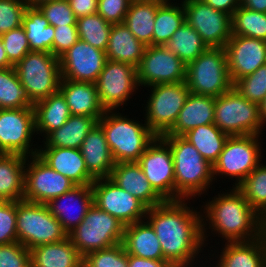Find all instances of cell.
I'll list each match as a JSON object with an SVG mask.
<instances>
[{
  "label": "cell",
  "instance_id": "obj_49",
  "mask_svg": "<svg viewBox=\"0 0 266 267\" xmlns=\"http://www.w3.org/2000/svg\"><path fill=\"white\" fill-rule=\"evenodd\" d=\"M0 267H31L30 250L18 241L0 245Z\"/></svg>",
  "mask_w": 266,
  "mask_h": 267
},
{
  "label": "cell",
  "instance_id": "obj_60",
  "mask_svg": "<svg viewBox=\"0 0 266 267\" xmlns=\"http://www.w3.org/2000/svg\"><path fill=\"white\" fill-rule=\"evenodd\" d=\"M204 260H206V261H205V262H206L205 264H204V263H203L202 265H201V264H200V265L198 264V266L195 265L194 267H207L206 264H207V262H208V259L205 258ZM208 267H215V266H214L213 263L211 262L210 265H209V263H208Z\"/></svg>",
  "mask_w": 266,
  "mask_h": 267
},
{
  "label": "cell",
  "instance_id": "obj_34",
  "mask_svg": "<svg viewBox=\"0 0 266 267\" xmlns=\"http://www.w3.org/2000/svg\"><path fill=\"white\" fill-rule=\"evenodd\" d=\"M22 27L31 51H44L53 54L54 26L37 7L25 9L22 17Z\"/></svg>",
  "mask_w": 266,
  "mask_h": 267
},
{
  "label": "cell",
  "instance_id": "obj_15",
  "mask_svg": "<svg viewBox=\"0 0 266 267\" xmlns=\"http://www.w3.org/2000/svg\"><path fill=\"white\" fill-rule=\"evenodd\" d=\"M93 203L124 226L144 220L148 207L138 198L108 178L95 179L91 184Z\"/></svg>",
  "mask_w": 266,
  "mask_h": 267
},
{
  "label": "cell",
  "instance_id": "obj_30",
  "mask_svg": "<svg viewBox=\"0 0 266 267\" xmlns=\"http://www.w3.org/2000/svg\"><path fill=\"white\" fill-rule=\"evenodd\" d=\"M30 262L31 267H83V257L69 236L62 241L31 249Z\"/></svg>",
  "mask_w": 266,
  "mask_h": 267
},
{
  "label": "cell",
  "instance_id": "obj_19",
  "mask_svg": "<svg viewBox=\"0 0 266 267\" xmlns=\"http://www.w3.org/2000/svg\"><path fill=\"white\" fill-rule=\"evenodd\" d=\"M59 60L61 79L96 83L107 56L105 51L79 39Z\"/></svg>",
  "mask_w": 266,
  "mask_h": 267
},
{
  "label": "cell",
  "instance_id": "obj_55",
  "mask_svg": "<svg viewBox=\"0 0 266 267\" xmlns=\"http://www.w3.org/2000/svg\"><path fill=\"white\" fill-rule=\"evenodd\" d=\"M241 6L253 11L266 13V0H241Z\"/></svg>",
  "mask_w": 266,
  "mask_h": 267
},
{
  "label": "cell",
  "instance_id": "obj_24",
  "mask_svg": "<svg viewBox=\"0 0 266 267\" xmlns=\"http://www.w3.org/2000/svg\"><path fill=\"white\" fill-rule=\"evenodd\" d=\"M37 155L53 170L66 176L76 185H91L95 181L88 173L80 149L39 148Z\"/></svg>",
  "mask_w": 266,
  "mask_h": 267
},
{
  "label": "cell",
  "instance_id": "obj_36",
  "mask_svg": "<svg viewBox=\"0 0 266 267\" xmlns=\"http://www.w3.org/2000/svg\"><path fill=\"white\" fill-rule=\"evenodd\" d=\"M183 137L196 148L206 161L214 165L229 135L219 130L215 124H208L189 130Z\"/></svg>",
  "mask_w": 266,
  "mask_h": 267
},
{
  "label": "cell",
  "instance_id": "obj_22",
  "mask_svg": "<svg viewBox=\"0 0 266 267\" xmlns=\"http://www.w3.org/2000/svg\"><path fill=\"white\" fill-rule=\"evenodd\" d=\"M46 205L69 234L83 221L93 205L91 185H76L70 191L51 199Z\"/></svg>",
  "mask_w": 266,
  "mask_h": 267
},
{
  "label": "cell",
  "instance_id": "obj_16",
  "mask_svg": "<svg viewBox=\"0 0 266 267\" xmlns=\"http://www.w3.org/2000/svg\"><path fill=\"white\" fill-rule=\"evenodd\" d=\"M185 21L211 48H224L232 35L231 16L215 10L203 0H182Z\"/></svg>",
  "mask_w": 266,
  "mask_h": 267
},
{
  "label": "cell",
  "instance_id": "obj_50",
  "mask_svg": "<svg viewBox=\"0 0 266 267\" xmlns=\"http://www.w3.org/2000/svg\"><path fill=\"white\" fill-rule=\"evenodd\" d=\"M132 0H98L97 13L111 24L124 23Z\"/></svg>",
  "mask_w": 266,
  "mask_h": 267
},
{
  "label": "cell",
  "instance_id": "obj_46",
  "mask_svg": "<svg viewBox=\"0 0 266 267\" xmlns=\"http://www.w3.org/2000/svg\"><path fill=\"white\" fill-rule=\"evenodd\" d=\"M0 38L3 42L8 60L15 66L28 52H30L29 43L24 28L10 30Z\"/></svg>",
  "mask_w": 266,
  "mask_h": 267
},
{
  "label": "cell",
  "instance_id": "obj_40",
  "mask_svg": "<svg viewBox=\"0 0 266 267\" xmlns=\"http://www.w3.org/2000/svg\"><path fill=\"white\" fill-rule=\"evenodd\" d=\"M266 161L260 163L238 186L251 207L266 220Z\"/></svg>",
  "mask_w": 266,
  "mask_h": 267
},
{
  "label": "cell",
  "instance_id": "obj_31",
  "mask_svg": "<svg viewBox=\"0 0 266 267\" xmlns=\"http://www.w3.org/2000/svg\"><path fill=\"white\" fill-rule=\"evenodd\" d=\"M95 118L83 115H71L66 123L50 132L39 148H75L79 149L87 134L95 127ZM43 145V146H42Z\"/></svg>",
  "mask_w": 266,
  "mask_h": 267
},
{
  "label": "cell",
  "instance_id": "obj_6",
  "mask_svg": "<svg viewBox=\"0 0 266 267\" xmlns=\"http://www.w3.org/2000/svg\"><path fill=\"white\" fill-rule=\"evenodd\" d=\"M16 228L18 242L29 250L68 237L46 204L24 199L16 201Z\"/></svg>",
  "mask_w": 266,
  "mask_h": 267
},
{
  "label": "cell",
  "instance_id": "obj_45",
  "mask_svg": "<svg viewBox=\"0 0 266 267\" xmlns=\"http://www.w3.org/2000/svg\"><path fill=\"white\" fill-rule=\"evenodd\" d=\"M37 8L54 27L76 25L77 23V18L67 0H51L42 3Z\"/></svg>",
  "mask_w": 266,
  "mask_h": 267
},
{
  "label": "cell",
  "instance_id": "obj_13",
  "mask_svg": "<svg viewBox=\"0 0 266 267\" xmlns=\"http://www.w3.org/2000/svg\"><path fill=\"white\" fill-rule=\"evenodd\" d=\"M96 86L101 104L106 111L120 110L124 104L128 106L136 92L142 90L137 81V68L109 59L99 74Z\"/></svg>",
  "mask_w": 266,
  "mask_h": 267
},
{
  "label": "cell",
  "instance_id": "obj_17",
  "mask_svg": "<svg viewBox=\"0 0 266 267\" xmlns=\"http://www.w3.org/2000/svg\"><path fill=\"white\" fill-rule=\"evenodd\" d=\"M186 64L164 45L146 47L140 64L137 67L139 87H150L156 84L179 83L185 81Z\"/></svg>",
  "mask_w": 266,
  "mask_h": 267
},
{
  "label": "cell",
  "instance_id": "obj_37",
  "mask_svg": "<svg viewBox=\"0 0 266 267\" xmlns=\"http://www.w3.org/2000/svg\"><path fill=\"white\" fill-rule=\"evenodd\" d=\"M164 46L186 65L194 61L208 48L201 36L186 21L174 32Z\"/></svg>",
  "mask_w": 266,
  "mask_h": 267
},
{
  "label": "cell",
  "instance_id": "obj_54",
  "mask_svg": "<svg viewBox=\"0 0 266 267\" xmlns=\"http://www.w3.org/2000/svg\"><path fill=\"white\" fill-rule=\"evenodd\" d=\"M215 10L223 11L231 17L234 11L241 5V0H203Z\"/></svg>",
  "mask_w": 266,
  "mask_h": 267
},
{
  "label": "cell",
  "instance_id": "obj_29",
  "mask_svg": "<svg viewBox=\"0 0 266 267\" xmlns=\"http://www.w3.org/2000/svg\"><path fill=\"white\" fill-rule=\"evenodd\" d=\"M146 47L134 36L125 23H118L112 24L105 52L107 59L128 63L137 68Z\"/></svg>",
  "mask_w": 266,
  "mask_h": 267
},
{
  "label": "cell",
  "instance_id": "obj_57",
  "mask_svg": "<svg viewBox=\"0 0 266 267\" xmlns=\"http://www.w3.org/2000/svg\"><path fill=\"white\" fill-rule=\"evenodd\" d=\"M260 117L262 126L264 127L266 125V96L262 103L260 104Z\"/></svg>",
  "mask_w": 266,
  "mask_h": 267
},
{
  "label": "cell",
  "instance_id": "obj_2",
  "mask_svg": "<svg viewBox=\"0 0 266 267\" xmlns=\"http://www.w3.org/2000/svg\"><path fill=\"white\" fill-rule=\"evenodd\" d=\"M231 188H224L222 193L218 191L220 193L199 207L205 248L209 247V236L221 237L222 243L247 242L258 239L266 232V220L251 207L237 188Z\"/></svg>",
  "mask_w": 266,
  "mask_h": 267
},
{
  "label": "cell",
  "instance_id": "obj_35",
  "mask_svg": "<svg viewBox=\"0 0 266 267\" xmlns=\"http://www.w3.org/2000/svg\"><path fill=\"white\" fill-rule=\"evenodd\" d=\"M161 4L144 0H132L124 23L134 36L146 46L152 45L154 20Z\"/></svg>",
  "mask_w": 266,
  "mask_h": 267
},
{
  "label": "cell",
  "instance_id": "obj_25",
  "mask_svg": "<svg viewBox=\"0 0 266 267\" xmlns=\"http://www.w3.org/2000/svg\"><path fill=\"white\" fill-rule=\"evenodd\" d=\"M109 178L148 208L164 202L150 185L138 162L115 163Z\"/></svg>",
  "mask_w": 266,
  "mask_h": 267
},
{
  "label": "cell",
  "instance_id": "obj_3",
  "mask_svg": "<svg viewBox=\"0 0 266 267\" xmlns=\"http://www.w3.org/2000/svg\"><path fill=\"white\" fill-rule=\"evenodd\" d=\"M170 147L174 161L175 201L206 195L215 182L213 165L183 136H160Z\"/></svg>",
  "mask_w": 266,
  "mask_h": 267
},
{
  "label": "cell",
  "instance_id": "obj_11",
  "mask_svg": "<svg viewBox=\"0 0 266 267\" xmlns=\"http://www.w3.org/2000/svg\"><path fill=\"white\" fill-rule=\"evenodd\" d=\"M147 88L150 94L146 104H143V118L157 136H162L175 124L190 91L185 81L156 84Z\"/></svg>",
  "mask_w": 266,
  "mask_h": 267
},
{
  "label": "cell",
  "instance_id": "obj_32",
  "mask_svg": "<svg viewBox=\"0 0 266 267\" xmlns=\"http://www.w3.org/2000/svg\"><path fill=\"white\" fill-rule=\"evenodd\" d=\"M36 135L43 139L52 131L62 127L71 116L63 95L58 91L34 104Z\"/></svg>",
  "mask_w": 266,
  "mask_h": 267
},
{
  "label": "cell",
  "instance_id": "obj_42",
  "mask_svg": "<svg viewBox=\"0 0 266 267\" xmlns=\"http://www.w3.org/2000/svg\"><path fill=\"white\" fill-rule=\"evenodd\" d=\"M79 39L95 48L106 51L112 24L98 13L77 19Z\"/></svg>",
  "mask_w": 266,
  "mask_h": 267
},
{
  "label": "cell",
  "instance_id": "obj_12",
  "mask_svg": "<svg viewBox=\"0 0 266 267\" xmlns=\"http://www.w3.org/2000/svg\"><path fill=\"white\" fill-rule=\"evenodd\" d=\"M33 137L34 108L0 109V154L37 155L39 144L34 143Z\"/></svg>",
  "mask_w": 266,
  "mask_h": 267
},
{
  "label": "cell",
  "instance_id": "obj_28",
  "mask_svg": "<svg viewBox=\"0 0 266 267\" xmlns=\"http://www.w3.org/2000/svg\"><path fill=\"white\" fill-rule=\"evenodd\" d=\"M122 244L128 255L164 260L159 239L146 219L124 227Z\"/></svg>",
  "mask_w": 266,
  "mask_h": 267
},
{
  "label": "cell",
  "instance_id": "obj_48",
  "mask_svg": "<svg viewBox=\"0 0 266 267\" xmlns=\"http://www.w3.org/2000/svg\"><path fill=\"white\" fill-rule=\"evenodd\" d=\"M17 241L16 201L0 200V245Z\"/></svg>",
  "mask_w": 266,
  "mask_h": 267
},
{
  "label": "cell",
  "instance_id": "obj_59",
  "mask_svg": "<svg viewBox=\"0 0 266 267\" xmlns=\"http://www.w3.org/2000/svg\"><path fill=\"white\" fill-rule=\"evenodd\" d=\"M144 1L156 2L158 4H172V3H176L175 0H144Z\"/></svg>",
  "mask_w": 266,
  "mask_h": 267
},
{
  "label": "cell",
  "instance_id": "obj_33",
  "mask_svg": "<svg viewBox=\"0 0 266 267\" xmlns=\"http://www.w3.org/2000/svg\"><path fill=\"white\" fill-rule=\"evenodd\" d=\"M25 156L0 154V200H23Z\"/></svg>",
  "mask_w": 266,
  "mask_h": 267
},
{
  "label": "cell",
  "instance_id": "obj_51",
  "mask_svg": "<svg viewBox=\"0 0 266 267\" xmlns=\"http://www.w3.org/2000/svg\"><path fill=\"white\" fill-rule=\"evenodd\" d=\"M78 40L79 36L76 25L54 27L53 55L60 58Z\"/></svg>",
  "mask_w": 266,
  "mask_h": 267
},
{
  "label": "cell",
  "instance_id": "obj_27",
  "mask_svg": "<svg viewBox=\"0 0 266 267\" xmlns=\"http://www.w3.org/2000/svg\"><path fill=\"white\" fill-rule=\"evenodd\" d=\"M79 149L85 160L88 173L94 179L110 177L115 162L105 133L98 123L87 134Z\"/></svg>",
  "mask_w": 266,
  "mask_h": 267
},
{
  "label": "cell",
  "instance_id": "obj_10",
  "mask_svg": "<svg viewBox=\"0 0 266 267\" xmlns=\"http://www.w3.org/2000/svg\"><path fill=\"white\" fill-rule=\"evenodd\" d=\"M14 67L34 104L59 91L60 60L52 53L30 51Z\"/></svg>",
  "mask_w": 266,
  "mask_h": 267
},
{
  "label": "cell",
  "instance_id": "obj_39",
  "mask_svg": "<svg viewBox=\"0 0 266 267\" xmlns=\"http://www.w3.org/2000/svg\"><path fill=\"white\" fill-rule=\"evenodd\" d=\"M34 108L15 67L0 69V109Z\"/></svg>",
  "mask_w": 266,
  "mask_h": 267
},
{
  "label": "cell",
  "instance_id": "obj_1",
  "mask_svg": "<svg viewBox=\"0 0 266 267\" xmlns=\"http://www.w3.org/2000/svg\"><path fill=\"white\" fill-rule=\"evenodd\" d=\"M197 209L190 199H181L164 201L147 210L145 219L155 230L164 260L174 267H194L207 258L203 257L207 249L202 237L201 210Z\"/></svg>",
  "mask_w": 266,
  "mask_h": 267
},
{
  "label": "cell",
  "instance_id": "obj_53",
  "mask_svg": "<svg viewBox=\"0 0 266 267\" xmlns=\"http://www.w3.org/2000/svg\"><path fill=\"white\" fill-rule=\"evenodd\" d=\"M128 267H174L165 260H152L128 255Z\"/></svg>",
  "mask_w": 266,
  "mask_h": 267
},
{
  "label": "cell",
  "instance_id": "obj_56",
  "mask_svg": "<svg viewBox=\"0 0 266 267\" xmlns=\"http://www.w3.org/2000/svg\"><path fill=\"white\" fill-rule=\"evenodd\" d=\"M13 66L14 65L8 60L3 42L0 38V69H6Z\"/></svg>",
  "mask_w": 266,
  "mask_h": 267
},
{
  "label": "cell",
  "instance_id": "obj_8",
  "mask_svg": "<svg viewBox=\"0 0 266 267\" xmlns=\"http://www.w3.org/2000/svg\"><path fill=\"white\" fill-rule=\"evenodd\" d=\"M259 135L229 136L217 162L213 165L214 180L217 177L235 178L237 186L261 163L263 142ZM217 176V177H216Z\"/></svg>",
  "mask_w": 266,
  "mask_h": 267
},
{
  "label": "cell",
  "instance_id": "obj_41",
  "mask_svg": "<svg viewBox=\"0 0 266 267\" xmlns=\"http://www.w3.org/2000/svg\"><path fill=\"white\" fill-rule=\"evenodd\" d=\"M232 35L266 41V13L239 6L231 17Z\"/></svg>",
  "mask_w": 266,
  "mask_h": 267
},
{
  "label": "cell",
  "instance_id": "obj_43",
  "mask_svg": "<svg viewBox=\"0 0 266 267\" xmlns=\"http://www.w3.org/2000/svg\"><path fill=\"white\" fill-rule=\"evenodd\" d=\"M233 87L250 102L260 105L266 96V64L238 79Z\"/></svg>",
  "mask_w": 266,
  "mask_h": 267
},
{
  "label": "cell",
  "instance_id": "obj_52",
  "mask_svg": "<svg viewBox=\"0 0 266 267\" xmlns=\"http://www.w3.org/2000/svg\"><path fill=\"white\" fill-rule=\"evenodd\" d=\"M76 18L97 13L98 0H67Z\"/></svg>",
  "mask_w": 266,
  "mask_h": 267
},
{
  "label": "cell",
  "instance_id": "obj_26",
  "mask_svg": "<svg viewBox=\"0 0 266 267\" xmlns=\"http://www.w3.org/2000/svg\"><path fill=\"white\" fill-rule=\"evenodd\" d=\"M216 98L190 93L173 127L162 136H183L189 130L214 124Z\"/></svg>",
  "mask_w": 266,
  "mask_h": 267
},
{
  "label": "cell",
  "instance_id": "obj_5",
  "mask_svg": "<svg viewBox=\"0 0 266 267\" xmlns=\"http://www.w3.org/2000/svg\"><path fill=\"white\" fill-rule=\"evenodd\" d=\"M186 85L190 93L218 97L233 88L225 48L208 47L186 65Z\"/></svg>",
  "mask_w": 266,
  "mask_h": 267
},
{
  "label": "cell",
  "instance_id": "obj_14",
  "mask_svg": "<svg viewBox=\"0 0 266 267\" xmlns=\"http://www.w3.org/2000/svg\"><path fill=\"white\" fill-rule=\"evenodd\" d=\"M76 186L66 176L53 170L38 155L26 158L23 199L47 204Z\"/></svg>",
  "mask_w": 266,
  "mask_h": 267
},
{
  "label": "cell",
  "instance_id": "obj_23",
  "mask_svg": "<svg viewBox=\"0 0 266 267\" xmlns=\"http://www.w3.org/2000/svg\"><path fill=\"white\" fill-rule=\"evenodd\" d=\"M59 92L65 98L71 115H83L97 121L106 112L101 104L96 83L61 79Z\"/></svg>",
  "mask_w": 266,
  "mask_h": 267
},
{
  "label": "cell",
  "instance_id": "obj_58",
  "mask_svg": "<svg viewBox=\"0 0 266 267\" xmlns=\"http://www.w3.org/2000/svg\"><path fill=\"white\" fill-rule=\"evenodd\" d=\"M29 7H37L42 3L49 2L51 0H24Z\"/></svg>",
  "mask_w": 266,
  "mask_h": 267
},
{
  "label": "cell",
  "instance_id": "obj_47",
  "mask_svg": "<svg viewBox=\"0 0 266 267\" xmlns=\"http://www.w3.org/2000/svg\"><path fill=\"white\" fill-rule=\"evenodd\" d=\"M26 8L24 0H0V35L22 26Z\"/></svg>",
  "mask_w": 266,
  "mask_h": 267
},
{
  "label": "cell",
  "instance_id": "obj_7",
  "mask_svg": "<svg viewBox=\"0 0 266 267\" xmlns=\"http://www.w3.org/2000/svg\"><path fill=\"white\" fill-rule=\"evenodd\" d=\"M214 124L229 136H261L266 128L262 126L260 105L244 98L234 87L216 97Z\"/></svg>",
  "mask_w": 266,
  "mask_h": 267
},
{
  "label": "cell",
  "instance_id": "obj_20",
  "mask_svg": "<svg viewBox=\"0 0 266 267\" xmlns=\"http://www.w3.org/2000/svg\"><path fill=\"white\" fill-rule=\"evenodd\" d=\"M224 48L233 84L266 64V41L264 40L231 35Z\"/></svg>",
  "mask_w": 266,
  "mask_h": 267
},
{
  "label": "cell",
  "instance_id": "obj_9",
  "mask_svg": "<svg viewBox=\"0 0 266 267\" xmlns=\"http://www.w3.org/2000/svg\"><path fill=\"white\" fill-rule=\"evenodd\" d=\"M124 227L119 220L93 203L83 221L68 236L79 254L85 257L90 252L122 243Z\"/></svg>",
  "mask_w": 266,
  "mask_h": 267
},
{
  "label": "cell",
  "instance_id": "obj_38",
  "mask_svg": "<svg viewBox=\"0 0 266 267\" xmlns=\"http://www.w3.org/2000/svg\"><path fill=\"white\" fill-rule=\"evenodd\" d=\"M181 3L161 4L154 20L152 45H165L174 32L185 22V11Z\"/></svg>",
  "mask_w": 266,
  "mask_h": 267
},
{
  "label": "cell",
  "instance_id": "obj_21",
  "mask_svg": "<svg viewBox=\"0 0 266 267\" xmlns=\"http://www.w3.org/2000/svg\"><path fill=\"white\" fill-rule=\"evenodd\" d=\"M222 245V250L214 249V253L212 249L209 253L208 249V262H216L213 264L215 267H266V232L252 241L225 242Z\"/></svg>",
  "mask_w": 266,
  "mask_h": 267
},
{
  "label": "cell",
  "instance_id": "obj_18",
  "mask_svg": "<svg viewBox=\"0 0 266 267\" xmlns=\"http://www.w3.org/2000/svg\"><path fill=\"white\" fill-rule=\"evenodd\" d=\"M138 163L154 191L164 201H175L173 155L160 136L147 147Z\"/></svg>",
  "mask_w": 266,
  "mask_h": 267
},
{
  "label": "cell",
  "instance_id": "obj_44",
  "mask_svg": "<svg viewBox=\"0 0 266 267\" xmlns=\"http://www.w3.org/2000/svg\"><path fill=\"white\" fill-rule=\"evenodd\" d=\"M83 267H128V254L120 243L88 253L83 257Z\"/></svg>",
  "mask_w": 266,
  "mask_h": 267
},
{
  "label": "cell",
  "instance_id": "obj_4",
  "mask_svg": "<svg viewBox=\"0 0 266 267\" xmlns=\"http://www.w3.org/2000/svg\"><path fill=\"white\" fill-rule=\"evenodd\" d=\"M125 109L122 108V113L119 110H107L98 120L115 163L138 162L157 137L145 121L141 119L140 122L136 117L132 119L123 114Z\"/></svg>",
  "mask_w": 266,
  "mask_h": 267
}]
</instances>
